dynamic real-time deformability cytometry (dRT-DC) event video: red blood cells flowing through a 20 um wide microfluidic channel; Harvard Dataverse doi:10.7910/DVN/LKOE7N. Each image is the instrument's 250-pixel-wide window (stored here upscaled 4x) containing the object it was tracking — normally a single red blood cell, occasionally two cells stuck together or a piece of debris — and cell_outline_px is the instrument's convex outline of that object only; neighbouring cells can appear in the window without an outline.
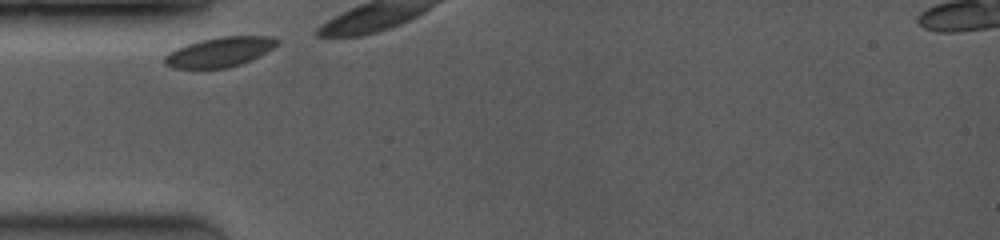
{"species": "common noctule bat (a hibernating species)", "species_latin": "Nyctalus noctula", "temperature_condition": "room temperature", "stored_images_in_passage": 8, "camera_frame_rate_fps": 3500, "um_per_image_px": 0.085, "animal": {"sex": "female", "body_mass_g": 19.0, "forearm_length_mm": 53.3}, "frame": {"image": 1, "passage_image": 1, "time_ms": 0.0, "image_size_px": [1000, 240], "cell_outline_px": [[280, 44], [240, 64], [228, 68], [172, 68], [164, 64], [164, 56], [168, 52], [176, 48], [200, 40], [220, 36], [272, 36], [280, 40]], "centroid_in_image_um": [18.64, 4.41], "position_along_channel_um": 66.4, "area_um2": 19.36}}
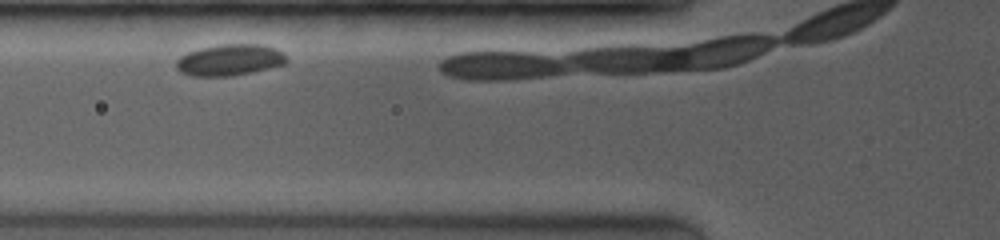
{"frame": {"image": 2, "passage_image": 4, "time_ms": 1.143, "image_size_px": [1000, 240], "cell_outline_px": [[288, 60], [284, 64], [252, 72], [228, 76], [192, 76], [180, 72], [176, 68], [176, 60], [180, 56], [188, 52], [200, 48], [220, 44], [260, 44], [276, 48], [284, 52]], "centroid_in_image_um": [19.52, 5.09], "position_along_channel_um": 106.3, "area_um2": 20.23}}